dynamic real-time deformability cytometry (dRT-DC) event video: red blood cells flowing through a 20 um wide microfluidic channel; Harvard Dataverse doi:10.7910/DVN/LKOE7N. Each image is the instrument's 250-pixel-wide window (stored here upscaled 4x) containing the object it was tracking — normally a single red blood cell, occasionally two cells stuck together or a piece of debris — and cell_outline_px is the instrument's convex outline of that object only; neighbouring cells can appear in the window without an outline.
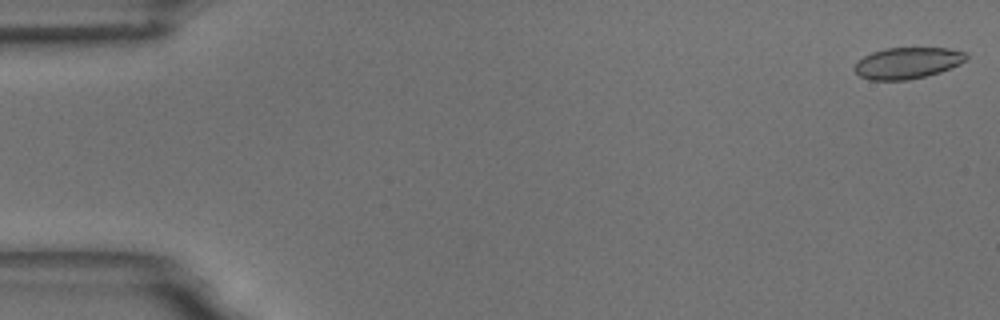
{"species": "common noctule bat (a hibernating species)", "species_latin": "Nyctalus noctula", "temperature_condition": "room temperature", "stored_images_in_passage": 55, "camera_frame_rate_fps": 3000, "um_per_image_px": 0.085, "animal": {"sex": "male", "body_mass_g": 18.8}, "frame": {"image": 1, "passage_image": 1, "time_ms": 0.0, "image_size_px": [1000, 320], "cell_outline_px": [[968, 56], [960, 64], [940, 72], [908, 80], [868, 80], [860, 76], [852, 68], [864, 56], [872, 52], [884, 48], [948, 48], [968, 52]], "centroid_in_image_um": [77.14, 5.35], "position_along_channel_um": 7.9, "area_um2": 20.4}}
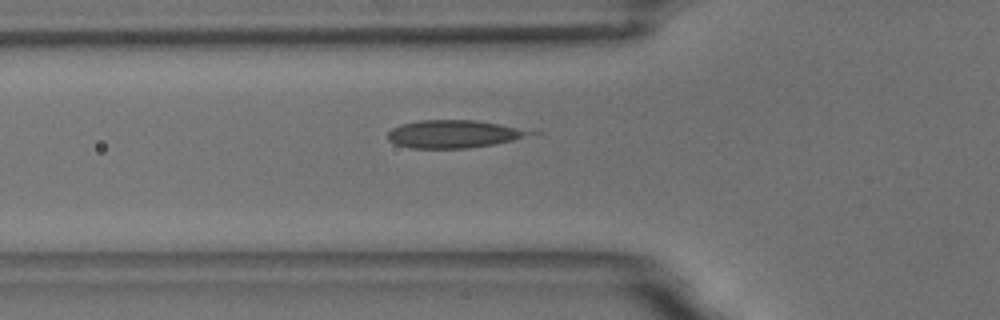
{"frame": {"image": 2, "passage_image": 19, "time_ms": 6.0, "image_size_px": [1000, 320], "cell_outline_px": [[544, 132], [512, 140], [492, 144], [468, 148], [412, 148], [396, 144], [388, 140], [388, 132], [392, 128], [400, 124], [420, 120], [476, 120], [540, 128]], "centroid_in_image_um": [38.79, 11.36], "position_along_channel_um": 87.0, "area_um2": 23.93}}
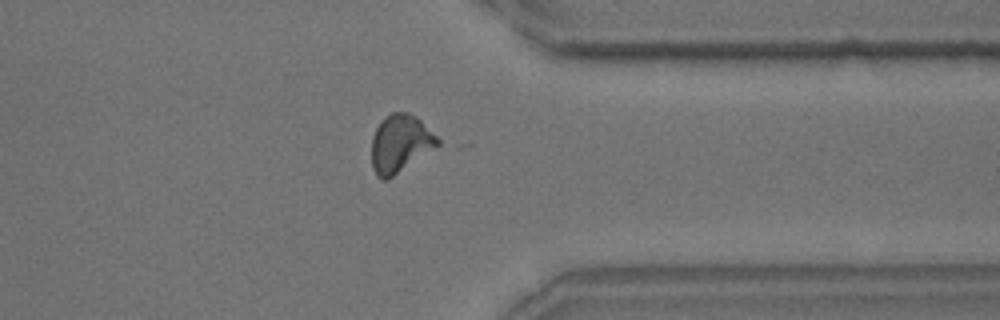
{"frame": {"image": 3, "passage_image": 43, "time_ms": 14.0, "image_size_px": [1000, 320], "cell_outline_px": [[440, 144], [388, 180], [384, 180], [376, 176], [372, 168], [372, 136], [380, 120], [384, 116], [392, 112], [408, 112], [416, 116], [440, 140]], "centroid_in_image_um": [33.98, 12.2], "position_along_channel_um": 377.4, "area_um2": 22.2}, "authors_computed_cell_mechanics": {"area_um2": 21.097, "velocity_mm_per_s": 3.6941, "shape_relaxation_time_tau1_ms": 2.4246, "shape_relaxation_time_tau2_ms": null, "deformation_change_tau1": 0.1509, "deformation_change_tau2": null}}